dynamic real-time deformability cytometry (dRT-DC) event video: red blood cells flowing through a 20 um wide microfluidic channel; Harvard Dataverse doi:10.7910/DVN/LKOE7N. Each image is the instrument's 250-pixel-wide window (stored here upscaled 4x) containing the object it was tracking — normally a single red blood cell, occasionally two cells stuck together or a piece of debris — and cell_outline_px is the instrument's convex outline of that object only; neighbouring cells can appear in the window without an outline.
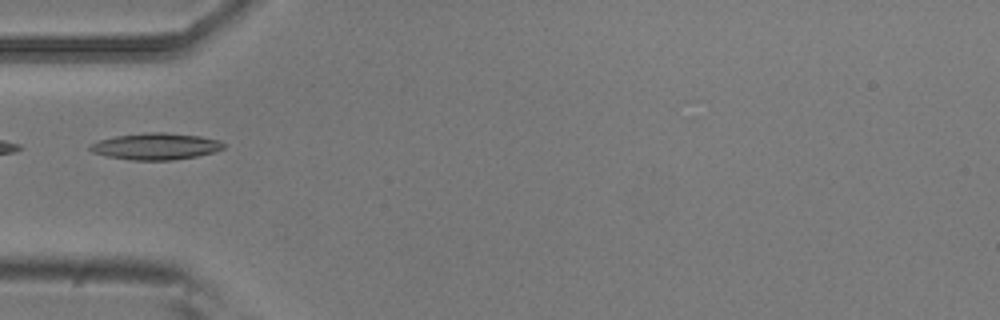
{"species": "common noctule bat (a hibernating species)", "species_latin": "Nyctalus noctula", "temperature_condition": "room temperature", "stored_images_in_passage": 4, "camera_frame_rate_fps": 3000, "um_per_image_px": 0.085, "animal": {"sex": "male", "body_mass_g": 20.5, "forearm_length_mm": 52.5}, "frame": {"image": 1, "passage_image": 3, "time_ms": 0.667, "image_size_px": [1000, 320], "cell_outline_px": [[224, 148], [216, 152], [196, 156], [172, 160], [132, 160], [108, 156], [92, 152], [88, 148], [88, 144], [100, 140], [116, 136], [148, 132], [164, 132], [200, 136], [220, 140], [224, 144]], "centroid_in_image_um": [13.25, 12.44], "position_along_channel_um": 71.7, "area_um2": 20.69}}
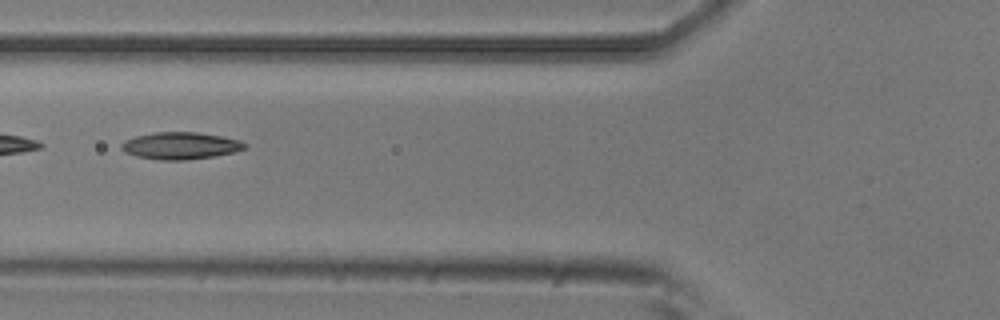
{"frame": {"image": 2, "passage_image": 4, "time_ms": 1.0, "image_size_px": [1000, 320], "cell_outline_px": [[248, 148], [236, 152], [216, 156], [184, 160], [160, 160], [136, 156], [124, 152], [120, 148], [120, 144], [124, 140], [136, 136], [156, 132], [196, 132], [220, 136], [240, 140], [248, 144]], "centroid_in_image_um": [15.36, 12.39], "position_along_channel_um": 110.4, "area_um2": 19.65}}